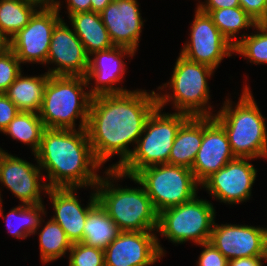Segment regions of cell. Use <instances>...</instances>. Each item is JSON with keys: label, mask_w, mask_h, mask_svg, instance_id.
<instances>
[{"label": "cell", "mask_w": 267, "mask_h": 266, "mask_svg": "<svg viewBox=\"0 0 267 266\" xmlns=\"http://www.w3.org/2000/svg\"><path fill=\"white\" fill-rule=\"evenodd\" d=\"M158 106L154 90H130L91 99L86 131L96 160L104 165L114 155L120 160L108 169H118L131 156L149 115Z\"/></svg>", "instance_id": "obj_1"}, {"label": "cell", "mask_w": 267, "mask_h": 266, "mask_svg": "<svg viewBox=\"0 0 267 266\" xmlns=\"http://www.w3.org/2000/svg\"><path fill=\"white\" fill-rule=\"evenodd\" d=\"M47 173L48 188H95L101 176L86 129L45 128L38 151L33 154Z\"/></svg>", "instance_id": "obj_2"}, {"label": "cell", "mask_w": 267, "mask_h": 266, "mask_svg": "<svg viewBox=\"0 0 267 266\" xmlns=\"http://www.w3.org/2000/svg\"><path fill=\"white\" fill-rule=\"evenodd\" d=\"M104 173L106 177L101 176L95 186L97 201L120 231H157L159 213L144 187L120 188L114 184L116 179L127 175L118 169H106Z\"/></svg>", "instance_id": "obj_3"}, {"label": "cell", "mask_w": 267, "mask_h": 266, "mask_svg": "<svg viewBox=\"0 0 267 266\" xmlns=\"http://www.w3.org/2000/svg\"><path fill=\"white\" fill-rule=\"evenodd\" d=\"M236 106L230 99L214 114L225 129L231 150L239 158H267L266 119L250 91L244 86Z\"/></svg>", "instance_id": "obj_4"}, {"label": "cell", "mask_w": 267, "mask_h": 266, "mask_svg": "<svg viewBox=\"0 0 267 266\" xmlns=\"http://www.w3.org/2000/svg\"><path fill=\"white\" fill-rule=\"evenodd\" d=\"M89 86L82 76L50 75L38 112L44 127L75 130V119L80 118L78 129H86L92 99L85 91Z\"/></svg>", "instance_id": "obj_5"}, {"label": "cell", "mask_w": 267, "mask_h": 266, "mask_svg": "<svg viewBox=\"0 0 267 266\" xmlns=\"http://www.w3.org/2000/svg\"><path fill=\"white\" fill-rule=\"evenodd\" d=\"M214 72L212 67L190 61L180 54L175 62L170 82L158 87V90L164 91V88L169 86L173 93H156L158 106L164 109L163 107L172 101L177 112L194 117H213L212 106L208 105L210 90L207 81Z\"/></svg>", "instance_id": "obj_6"}, {"label": "cell", "mask_w": 267, "mask_h": 266, "mask_svg": "<svg viewBox=\"0 0 267 266\" xmlns=\"http://www.w3.org/2000/svg\"><path fill=\"white\" fill-rule=\"evenodd\" d=\"M161 111L162 108L157 106L149 115L131 156L118 168L121 173L134 176L145 167L168 163L176 133L190 116L181 112L169 114Z\"/></svg>", "instance_id": "obj_7"}, {"label": "cell", "mask_w": 267, "mask_h": 266, "mask_svg": "<svg viewBox=\"0 0 267 266\" xmlns=\"http://www.w3.org/2000/svg\"><path fill=\"white\" fill-rule=\"evenodd\" d=\"M127 178L144 187L158 213L192 200L200 185L190 168L168 163L145 167Z\"/></svg>", "instance_id": "obj_8"}, {"label": "cell", "mask_w": 267, "mask_h": 266, "mask_svg": "<svg viewBox=\"0 0 267 266\" xmlns=\"http://www.w3.org/2000/svg\"><path fill=\"white\" fill-rule=\"evenodd\" d=\"M215 214L212 203L196 195L188 202L162 210L156 232L173 244L191 240L200 245L210 241Z\"/></svg>", "instance_id": "obj_9"}, {"label": "cell", "mask_w": 267, "mask_h": 266, "mask_svg": "<svg viewBox=\"0 0 267 266\" xmlns=\"http://www.w3.org/2000/svg\"><path fill=\"white\" fill-rule=\"evenodd\" d=\"M60 9V1L54 7H39L29 23L9 40V48L22 64H46L54 27L62 19Z\"/></svg>", "instance_id": "obj_10"}, {"label": "cell", "mask_w": 267, "mask_h": 266, "mask_svg": "<svg viewBox=\"0 0 267 266\" xmlns=\"http://www.w3.org/2000/svg\"><path fill=\"white\" fill-rule=\"evenodd\" d=\"M192 22L190 41L184 43L179 54L215 70L224 57H231L234 54V46L215 26L212 18L198 8L195 10Z\"/></svg>", "instance_id": "obj_11"}, {"label": "cell", "mask_w": 267, "mask_h": 266, "mask_svg": "<svg viewBox=\"0 0 267 266\" xmlns=\"http://www.w3.org/2000/svg\"><path fill=\"white\" fill-rule=\"evenodd\" d=\"M156 231H121L104 249L105 266H150L164 256Z\"/></svg>", "instance_id": "obj_12"}, {"label": "cell", "mask_w": 267, "mask_h": 266, "mask_svg": "<svg viewBox=\"0 0 267 266\" xmlns=\"http://www.w3.org/2000/svg\"><path fill=\"white\" fill-rule=\"evenodd\" d=\"M252 158H239L229 161L223 168L213 173L202 184L209 195L225 204H239L250 199L257 170L248 161Z\"/></svg>", "instance_id": "obj_13"}, {"label": "cell", "mask_w": 267, "mask_h": 266, "mask_svg": "<svg viewBox=\"0 0 267 266\" xmlns=\"http://www.w3.org/2000/svg\"><path fill=\"white\" fill-rule=\"evenodd\" d=\"M39 164H34L13 156L0 147V183L8 188L25 205L42 204L41 193L48 190L41 182ZM42 191V192H41ZM0 200L1 191H0Z\"/></svg>", "instance_id": "obj_14"}, {"label": "cell", "mask_w": 267, "mask_h": 266, "mask_svg": "<svg viewBox=\"0 0 267 266\" xmlns=\"http://www.w3.org/2000/svg\"><path fill=\"white\" fill-rule=\"evenodd\" d=\"M88 58L84 46L73 29L61 19L52 34L46 64L57 67L48 69L49 75L82 76L85 77L88 69Z\"/></svg>", "instance_id": "obj_15"}, {"label": "cell", "mask_w": 267, "mask_h": 266, "mask_svg": "<svg viewBox=\"0 0 267 266\" xmlns=\"http://www.w3.org/2000/svg\"><path fill=\"white\" fill-rule=\"evenodd\" d=\"M209 242L228 260L267 256V236L263 227L214 222Z\"/></svg>", "instance_id": "obj_16"}, {"label": "cell", "mask_w": 267, "mask_h": 266, "mask_svg": "<svg viewBox=\"0 0 267 266\" xmlns=\"http://www.w3.org/2000/svg\"><path fill=\"white\" fill-rule=\"evenodd\" d=\"M227 133L214 117H203V139L192 172L201 185L213 173L235 159Z\"/></svg>", "instance_id": "obj_17"}, {"label": "cell", "mask_w": 267, "mask_h": 266, "mask_svg": "<svg viewBox=\"0 0 267 266\" xmlns=\"http://www.w3.org/2000/svg\"><path fill=\"white\" fill-rule=\"evenodd\" d=\"M127 55L133 57L135 52L121 46H113L108 50L97 51L89 55L85 78L88 85L92 84L90 81L95 80V85L89 90L92 97L130 91L116 86L117 82H121L124 77L126 63L123 58Z\"/></svg>", "instance_id": "obj_18"}, {"label": "cell", "mask_w": 267, "mask_h": 266, "mask_svg": "<svg viewBox=\"0 0 267 266\" xmlns=\"http://www.w3.org/2000/svg\"><path fill=\"white\" fill-rule=\"evenodd\" d=\"M138 5L137 0H113L100 12L113 45L135 53L144 25Z\"/></svg>", "instance_id": "obj_19"}, {"label": "cell", "mask_w": 267, "mask_h": 266, "mask_svg": "<svg viewBox=\"0 0 267 266\" xmlns=\"http://www.w3.org/2000/svg\"><path fill=\"white\" fill-rule=\"evenodd\" d=\"M76 190L78 188H48L45 193L55 212L51 219L61 226L72 244L82 242L88 212L98 203L95 188L86 207L80 204Z\"/></svg>", "instance_id": "obj_20"}, {"label": "cell", "mask_w": 267, "mask_h": 266, "mask_svg": "<svg viewBox=\"0 0 267 266\" xmlns=\"http://www.w3.org/2000/svg\"><path fill=\"white\" fill-rule=\"evenodd\" d=\"M203 139V117L190 116L178 129L168 164L192 168Z\"/></svg>", "instance_id": "obj_21"}, {"label": "cell", "mask_w": 267, "mask_h": 266, "mask_svg": "<svg viewBox=\"0 0 267 266\" xmlns=\"http://www.w3.org/2000/svg\"><path fill=\"white\" fill-rule=\"evenodd\" d=\"M69 19L71 27L82 42L88 56L114 46L100 13L94 11L80 12L70 15Z\"/></svg>", "instance_id": "obj_22"}, {"label": "cell", "mask_w": 267, "mask_h": 266, "mask_svg": "<svg viewBox=\"0 0 267 266\" xmlns=\"http://www.w3.org/2000/svg\"><path fill=\"white\" fill-rule=\"evenodd\" d=\"M49 74L39 76H23L21 74L4 93L20 111H40Z\"/></svg>", "instance_id": "obj_23"}, {"label": "cell", "mask_w": 267, "mask_h": 266, "mask_svg": "<svg viewBox=\"0 0 267 266\" xmlns=\"http://www.w3.org/2000/svg\"><path fill=\"white\" fill-rule=\"evenodd\" d=\"M115 222L97 203L89 212L83 229V244L105 249L120 233Z\"/></svg>", "instance_id": "obj_24"}, {"label": "cell", "mask_w": 267, "mask_h": 266, "mask_svg": "<svg viewBox=\"0 0 267 266\" xmlns=\"http://www.w3.org/2000/svg\"><path fill=\"white\" fill-rule=\"evenodd\" d=\"M44 204L25 205L12 208L8 215L3 214L2 201L0 200V215L6 219V225L11 235L18 239H25L30 235L37 233L39 227H42V218L46 215ZM15 223V224H14Z\"/></svg>", "instance_id": "obj_25"}, {"label": "cell", "mask_w": 267, "mask_h": 266, "mask_svg": "<svg viewBox=\"0 0 267 266\" xmlns=\"http://www.w3.org/2000/svg\"><path fill=\"white\" fill-rule=\"evenodd\" d=\"M38 7L27 0H0V33L10 40L29 23Z\"/></svg>", "instance_id": "obj_26"}, {"label": "cell", "mask_w": 267, "mask_h": 266, "mask_svg": "<svg viewBox=\"0 0 267 266\" xmlns=\"http://www.w3.org/2000/svg\"><path fill=\"white\" fill-rule=\"evenodd\" d=\"M44 129L38 113L20 111L2 133L30 145L32 153L35 154L40 147Z\"/></svg>", "instance_id": "obj_27"}, {"label": "cell", "mask_w": 267, "mask_h": 266, "mask_svg": "<svg viewBox=\"0 0 267 266\" xmlns=\"http://www.w3.org/2000/svg\"><path fill=\"white\" fill-rule=\"evenodd\" d=\"M72 243L68 240L61 226L50 219L41 228L39 233V249L41 262L55 261L71 249Z\"/></svg>", "instance_id": "obj_28"}, {"label": "cell", "mask_w": 267, "mask_h": 266, "mask_svg": "<svg viewBox=\"0 0 267 266\" xmlns=\"http://www.w3.org/2000/svg\"><path fill=\"white\" fill-rule=\"evenodd\" d=\"M223 36L235 46L236 35L242 29L254 28L258 23L242 7L212 10L208 14Z\"/></svg>", "instance_id": "obj_29"}, {"label": "cell", "mask_w": 267, "mask_h": 266, "mask_svg": "<svg viewBox=\"0 0 267 266\" xmlns=\"http://www.w3.org/2000/svg\"><path fill=\"white\" fill-rule=\"evenodd\" d=\"M257 30L251 34H245L235 40L234 53L240 54L250 63L267 64V23L257 24Z\"/></svg>", "instance_id": "obj_30"}, {"label": "cell", "mask_w": 267, "mask_h": 266, "mask_svg": "<svg viewBox=\"0 0 267 266\" xmlns=\"http://www.w3.org/2000/svg\"><path fill=\"white\" fill-rule=\"evenodd\" d=\"M69 266H105L104 250L74 243L69 250Z\"/></svg>", "instance_id": "obj_31"}, {"label": "cell", "mask_w": 267, "mask_h": 266, "mask_svg": "<svg viewBox=\"0 0 267 266\" xmlns=\"http://www.w3.org/2000/svg\"><path fill=\"white\" fill-rule=\"evenodd\" d=\"M21 72V62L10 48L1 53L0 93H5Z\"/></svg>", "instance_id": "obj_32"}, {"label": "cell", "mask_w": 267, "mask_h": 266, "mask_svg": "<svg viewBox=\"0 0 267 266\" xmlns=\"http://www.w3.org/2000/svg\"><path fill=\"white\" fill-rule=\"evenodd\" d=\"M203 251L199 255L197 266H228V259L210 242L200 244Z\"/></svg>", "instance_id": "obj_33"}, {"label": "cell", "mask_w": 267, "mask_h": 266, "mask_svg": "<svg viewBox=\"0 0 267 266\" xmlns=\"http://www.w3.org/2000/svg\"><path fill=\"white\" fill-rule=\"evenodd\" d=\"M240 7L258 24L267 23V0H239Z\"/></svg>", "instance_id": "obj_34"}, {"label": "cell", "mask_w": 267, "mask_h": 266, "mask_svg": "<svg viewBox=\"0 0 267 266\" xmlns=\"http://www.w3.org/2000/svg\"><path fill=\"white\" fill-rule=\"evenodd\" d=\"M19 112L16 105L4 93H0V132L4 131Z\"/></svg>", "instance_id": "obj_35"}, {"label": "cell", "mask_w": 267, "mask_h": 266, "mask_svg": "<svg viewBox=\"0 0 267 266\" xmlns=\"http://www.w3.org/2000/svg\"><path fill=\"white\" fill-rule=\"evenodd\" d=\"M239 6V0H206L205 3L199 2L197 8L200 11L209 14L212 10H218L222 8H234Z\"/></svg>", "instance_id": "obj_36"}, {"label": "cell", "mask_w": 267, "mask_h": 266, "mask_svg": "<svg viewBox=\"0 0 267 266\" xmlns=\"http://www.w3.org/2000/svg\"><path fill=\"white\" fill-rule=\"evenodd\" d=\"M261 260L267 262V256L241 257L231 259L228 260V266H263Z\"/></svg>", "instance_id": "obj_37"}, {"label": "cell", "mask_w": 267, "mask_h": 266, "mask_svg": "<svg viewBox=\"0 0 267 266\" xmlns=\"http://www.w3.org/2000/svg\"><path fill=\"white\" fill-rule=\"evenodd\" d=\"M68 17L72 14L91 11V0H66Z\"/></svg>", "instance_id": "obj_38"}, {"label": "cell", "mask_w": 267, "mask_h": 266, "mask_svg": "<svg viewBox=\"0 0 267 266\" xmlns=\"http://www.w3.org/2000/svg\"><path fill=\"white\" fill-rule=\"evenodd\" d=\"M113 0H91V11L102 12Z\"/></svg>", "instance_id": "obj_39"}, {"label": "cell", "mask_w": 267, "mask_h": 266, "mask_svg": "<svg viewBox=\"0 0 267 266\" xmlns=\"http://www.w3.org/2000/svg\"><path fill=\"white\" fill-rule=\"evenodd\" d=\"M37 4L39 7H54L58 0H27Z\"/></svg>", "instance_id": "obj_40"}, {"label": "cell", "mask_w": 267, "mask_h": 266, "mask_svg": "<svg viewBox=\"0 0 267 266\" xmlns=\"http://www.w3.org/2000/svg\"><path fill=\"white\" fill-rule=\"evenodd\" d=\"M9 48V40L0 33V54Z\"/></svg>", "instance_id": "obj_41"}]
</instances>
